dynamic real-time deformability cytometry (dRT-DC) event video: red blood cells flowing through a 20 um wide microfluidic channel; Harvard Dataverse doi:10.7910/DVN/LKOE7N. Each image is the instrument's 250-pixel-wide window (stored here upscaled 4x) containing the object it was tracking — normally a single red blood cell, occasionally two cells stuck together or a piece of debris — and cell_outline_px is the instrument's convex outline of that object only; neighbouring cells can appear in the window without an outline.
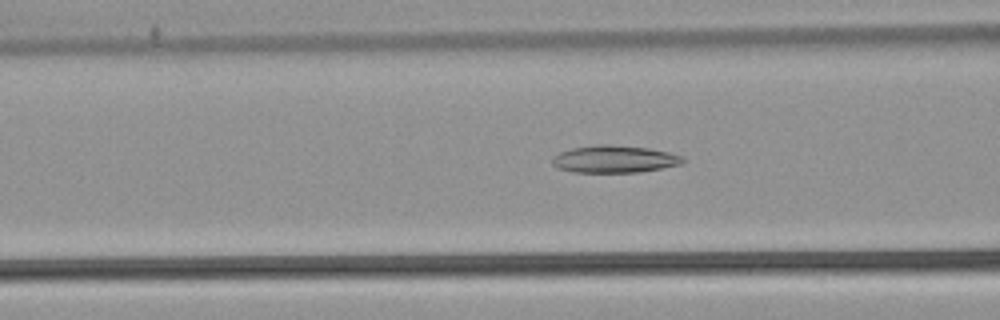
{"species": "common noctule bat (a hibernating species)", "species_latin": "Nyctalus noctula", "temperature_condition": "warm", "stored_images_in_passage": 46, "camera_frame_rate_fps": 3000, "um_per_image_px": 0.085, "animal": {"sex": "male", "body_mass_g": 21.5, "forearm_length_mm": 52.0}, "frame": {"image": 1, "passage_image": 14, "time_ms": 4.333, "image_size_px": [1000, 320], "cell_outline_px": [[684, 164], [640, 172], [572, 172], [556, 168], [552, 164], [552, 156], [560, 152], [572, 148], [596, 144], [608, 144], [648, 148], [668, 152], [684, 156]], "centroid_in_image_um": [52.22, 13.52], "position_along_channel_um": 114.4, "area_um2": 20.98}}
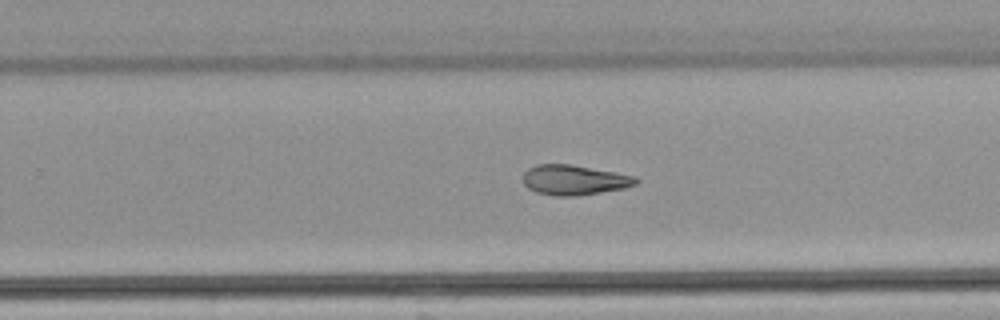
{"frame": {"image": 2, "passage_image": 27, "time_ms": 8.667, "image_size_px": [1000, 320], "cell_outline_px": [[640, 180], [636, 184], [624, 188], [580, 196], [556, 196], [536, 192], [528, 188], [524, 184], [524, 172], [528, 168], [536, 164], [568, 164], [616, 172], [636, 176]], "centroid_in_image_um": [48.82, 15.3], "position_along_channel_um": 281.0, "area_um2": 19.83}}
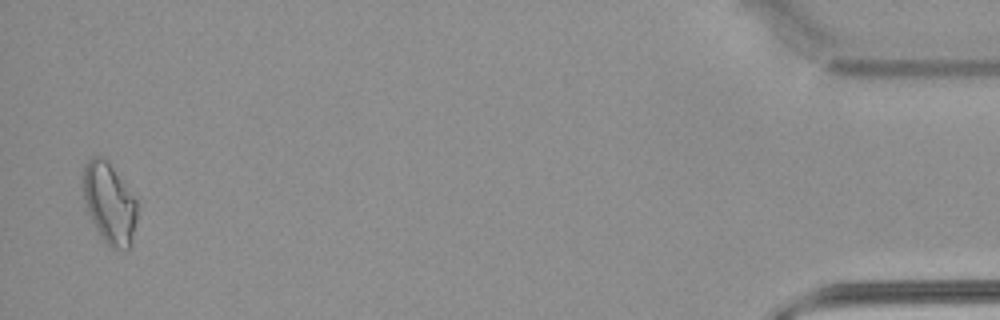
{"frame": {"image": 3, "passage_image": 45, "time_ms": 14.667, "image_size_px": [1000, 320], "cell_outline_px": [[136, 220], [132, 248], [124, 252], [112, 248], [100, 236], [88, 212], [84, 200], [84, 164], [92, 156], [100, 156], [112, 168], [136, 200]], "centroid_in_image_um": [9.31, 17.37], "position_along_channel_um": 425.9, "area_um2": 25.03}, "authors_computed_cell_mechanics": {"area_um2": 21.0392, "velocity_mm_per_s": 3.8479, "shape_relaxation_time_tau1_ms": null, "shape_relaxation_time_tau2_ms": 9.9929, "deformation_change_tau1": null, "deformation_change_tau2": 0.1841}}